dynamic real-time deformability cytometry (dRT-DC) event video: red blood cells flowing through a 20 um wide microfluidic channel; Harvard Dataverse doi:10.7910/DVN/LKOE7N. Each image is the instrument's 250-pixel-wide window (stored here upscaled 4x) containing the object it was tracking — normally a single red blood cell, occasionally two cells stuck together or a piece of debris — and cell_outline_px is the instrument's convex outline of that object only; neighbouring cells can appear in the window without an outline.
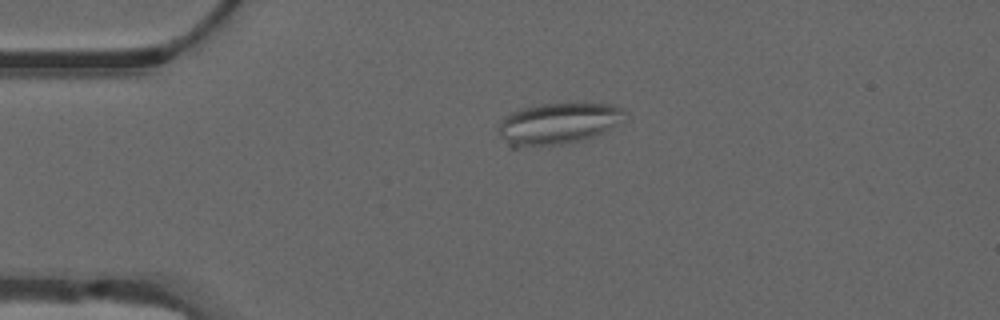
{"species": "common noctule bat (a hibernating species)", "species_latin": "Nyctalus noctula", "temperature_condition": "warm", "stored_images_in_passage": 46, "segment_of_instrument_passage": [1, 2], "camera_frame_rate_fps": 3000, "um_per_image_px": 0.085, "animal": {"sex": "male", "forearm_length_mm": 52.5}, "frame": {"image": 1, "passage_image": 6, "time_ms": 1.667, "image_size_px": [1000, 320], "cell_outline_px": [[628, 112], [604, 132], [584, 140], [560, 144], [520, 148], [508, 148], [500, 136], [496, 128], [504, 116], [512, 112], [524, 108], [540, 104], [612, 104], [624, 108]], "centroid_in_image_um": [47.34, 10.53], "position_along_channel_um": 37.7, "area_um2": 30.58}}